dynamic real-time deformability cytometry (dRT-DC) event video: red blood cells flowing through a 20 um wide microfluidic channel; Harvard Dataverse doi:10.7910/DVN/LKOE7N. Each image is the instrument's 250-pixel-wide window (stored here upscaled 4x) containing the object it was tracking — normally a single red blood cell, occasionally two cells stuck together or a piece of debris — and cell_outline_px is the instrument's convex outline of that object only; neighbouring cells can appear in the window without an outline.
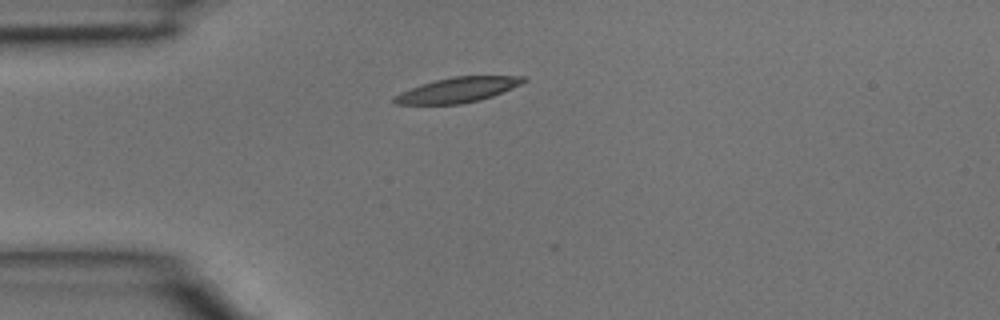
{"species": "common noctule bat (a hibernating species)", "species_latin": "Nyctalus noctula", "temperature_condition": "room temperature", "stored_images_in_passage": 1, "camera_frame_rate_fps": 3000, "um_per_image_px": 0.085, "animal": {"sex": "male", "body_mass_g": 15.6}, "frame": {"image": 1, "passage_image": 1, "time_ms": 0.0, "image_size_px": [1000, 320], "cell_outline_px": [[528, 80], [512, 88], [492, 96], [480, 100], [460, 104], [396, 104], [392, 100], [392, 96], [400, 92], [420, 84], [452, 76], [524, 76]], "centroid_in_image_um": [38.87, 7.64], "position_along_channel_um": 46.1, "area_um2": 18.84}}